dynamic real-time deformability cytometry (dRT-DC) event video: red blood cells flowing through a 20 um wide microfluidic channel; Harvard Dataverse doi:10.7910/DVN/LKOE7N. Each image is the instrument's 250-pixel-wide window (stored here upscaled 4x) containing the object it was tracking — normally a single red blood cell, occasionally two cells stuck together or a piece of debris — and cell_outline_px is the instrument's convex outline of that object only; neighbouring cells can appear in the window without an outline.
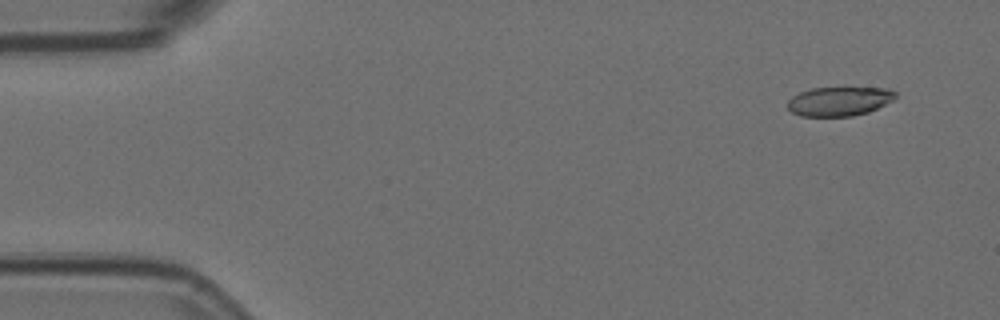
{"species": "Egyptian fruit bat (a non-hibernating species)", "species_latin": "Rousettus aegyptiacus", "temperature_condition": "room temperature", "stored_images_in_passage": 9, "camera_frame_rate_fps": 3000, "um_per_image_px": 0.085, "animal": {"sex": "female"}, "frame": {"image": 1, "passage_image": 1, "time_ms": 0.0, "image_size_px": [1000, 320], "cell_outline_px": [[896, 96], [892, 100], [868, 112], [852, 116], [800, 116], [792, 112], [788, 108], [788, 100], [792, 96], [800, 92], [812, 88], [888, 88], [896, 92]], "centroid_in_image_um": [71.31, 8.61], "position_along_channel_um": 13.7, "area_um2": 18.15}}
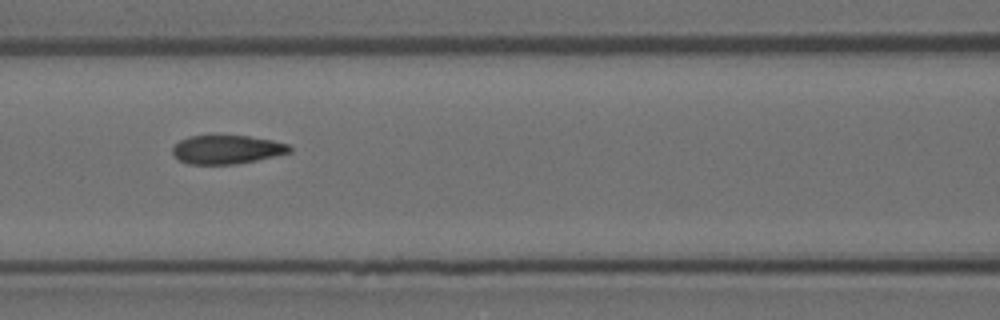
{"frame": {"image": 2, "passage_image": 7, "time_ms": 2.0, "image_size_px": [1000, 320], "cell_outline_px": [[292, 152], [256, 160], [236, 164], [188, 164], [180, 160], [172, 152], [172, 148], [180, 140], [192, 136], [248, 136], [272, 140], [288, 144], [292, 148]], "centroid_in_image_um": [19.31, 12.71], "position_along_channel_um": 147.3, "area_um2": 19.36}}
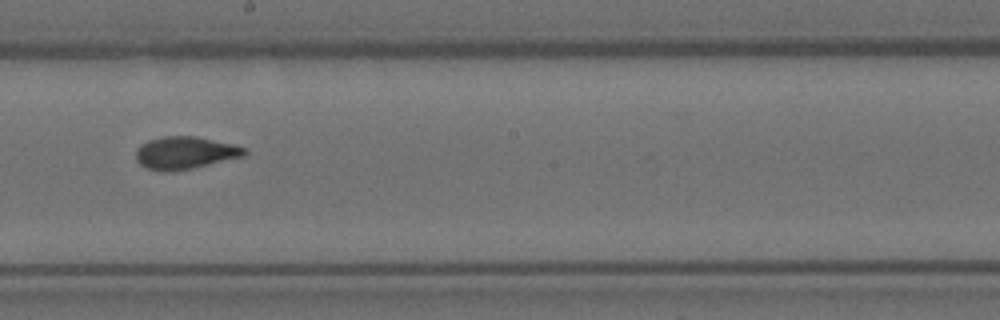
{"frame": {"image": 3, "passage_image": 9, "time_ms": 2.667, "image_size_px": [1000, 320], "cell_outline_px": [[248, 152], [244, 156], [192, 168], [172, 172], [164, 172], [148, 168], [140, 164], [136, 160], [136, 148], [140, 144], [148, 140], [164, 136], [196, 136], [232, 144], [244, 148]], "centroid_in_image_um": [15.69, 12.99], "position_along_channel_um": 232.5, "area_um2": 20.52}}